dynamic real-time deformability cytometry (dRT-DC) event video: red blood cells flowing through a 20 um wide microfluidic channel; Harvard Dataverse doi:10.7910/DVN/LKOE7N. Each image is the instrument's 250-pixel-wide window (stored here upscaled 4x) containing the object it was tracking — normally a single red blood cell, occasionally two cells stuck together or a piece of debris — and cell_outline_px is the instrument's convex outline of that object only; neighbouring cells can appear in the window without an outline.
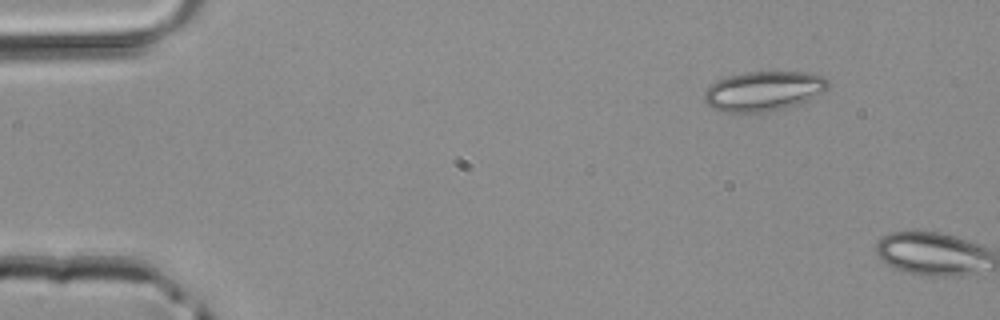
{"species": "common noctule bat (a hibernating species)", "species_latin": "Nyctalus noctula", "temperature_condition": "room temperature", "stored_images_in_passage": 2, "camera_frame_rate_fps": 3000, "um_per_image_px": 0.085, "animal": {"sex": "male", "body_mass_g": 20.4}, "frame": {"image": 1, "passage_image": 1, "time_ms": 0.0, "image_size_px": [1000, 320], "cell_outline_px": [[828, 88], [824, 92], [808, 100], [784, 108], [764, 112], [720, 112], [712, 108], [704, 100], [704, 92], [716, 80], [728, 76], [748, 72], [808, 72], [820, 76], [828, 80]], "centroid_in_image_um": [64.89, 7.74], "position_along_channel_um": 20.1, "area_um2": 28.55}}